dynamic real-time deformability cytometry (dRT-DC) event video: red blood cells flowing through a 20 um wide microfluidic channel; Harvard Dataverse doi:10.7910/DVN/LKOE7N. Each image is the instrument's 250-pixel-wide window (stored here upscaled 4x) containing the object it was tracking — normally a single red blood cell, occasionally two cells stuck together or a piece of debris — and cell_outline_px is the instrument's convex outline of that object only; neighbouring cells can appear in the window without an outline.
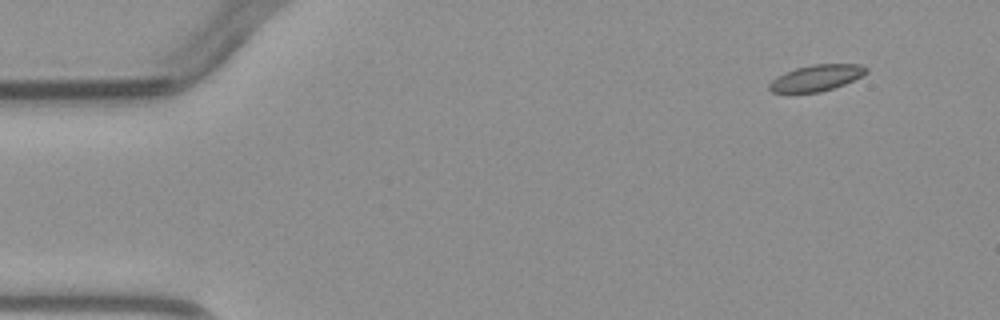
{"species": "common noctule bat (a hibernating species)", "species_latin": "Nyctalus noctula", "temperature_condition": "warm", "stored_images_in_passage": 4, "camera_frame_rate_fps": 3000, "um_per_image_px": 0.085, "animal": {"sex": "male", "body_mass_g": 23.1, "forearm_length_mm": 52.7}, "frame": {"image": 1, "passage_image": 1, "time_ms": 0.0, "image_size_px": [1000, 320], "cell_outline_px": [[868, 72], [844, 84], [820, 92], [772, 92], [768, 88], [768, 84], [776, 76], [784, 72], [796, 68], [812, 64], [860, 64], [868, 68]], "centroid_in_image_um": [69.37, 6.61], "position_along_channel_um": 15.6, "area_um2": 14.68}}
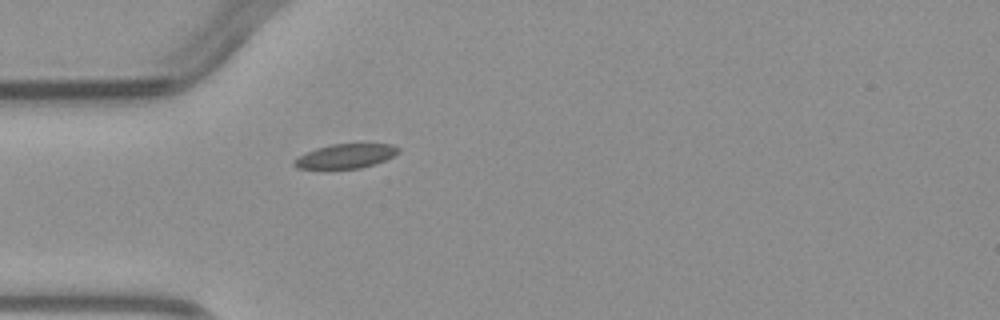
{"frame": {"image": 2, "passage_image": 4, "time_ms": 3.333, "image_size_px": [1000, 320], "cell_outline_px": [[400, 152], [384, 160], [360, 168], [296, 168], [292, 164], [292, 160], [296, 156], [316, 148], [332, 144], [392, 144], [400, 148]], "centroid_in_image_um": [29.33, 13.26], "position_along_channel_um": 55.7, "area_um2": 14.68}}